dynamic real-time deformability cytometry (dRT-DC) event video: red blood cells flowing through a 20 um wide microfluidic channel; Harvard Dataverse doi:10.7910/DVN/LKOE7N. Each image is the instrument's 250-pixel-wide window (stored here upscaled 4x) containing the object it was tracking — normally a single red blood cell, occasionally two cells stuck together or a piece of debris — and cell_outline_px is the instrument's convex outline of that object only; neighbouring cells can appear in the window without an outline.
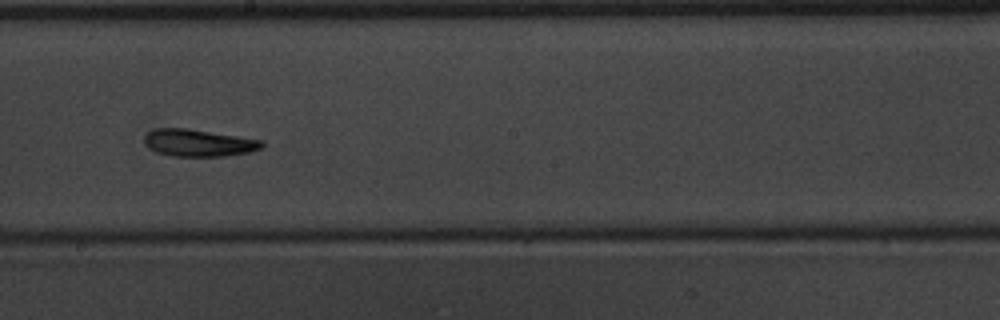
{"species": "common noctule bat (a hibernating species)", "species_latin": "Nyctalus noctula", "temperature_condition": "warm", "stored_images_in_passage": 32, "camera_frame_rate_fps": 3000, "um_per_image_px": 0.085, "animal": {"sex": "male", "body_mass_g": 20.1, "forearm_length_mm": 53.5}, "frame": {"image": 1, "passage_image": 23, "time_ms": 7.333, "image_size_px": [1000, 320], "cell_outline_px": [[264, 148], [248, 152], [224, 156], [172, 156], [156, 152], [148, 148], [144, 144], [144, 136], [148, 132], [156, 128], [188, 128], [264, 140]], "centroid_in_image_um": [16.88, 12.14], "position_along_channel_um": 231.3, "area_um2": 18.79}}